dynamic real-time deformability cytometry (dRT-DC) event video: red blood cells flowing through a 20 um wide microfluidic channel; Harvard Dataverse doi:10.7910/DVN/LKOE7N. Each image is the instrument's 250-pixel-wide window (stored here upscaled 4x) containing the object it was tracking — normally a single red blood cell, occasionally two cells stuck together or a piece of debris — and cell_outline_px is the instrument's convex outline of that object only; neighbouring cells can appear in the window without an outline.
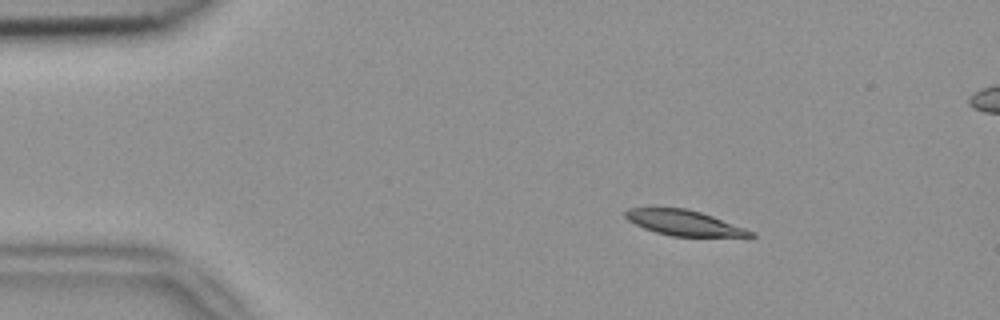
{"species": "common noctule bat (a hibernating species)", "species_latin": "Nyctalus noctula", "temperature_condition": "room temperature", "stored_images_in_passage": 5, "segment_of_instrument_passage": [1, 2], "camera_frame_rate_fps": 3000, "um_per_image_px": 0.085, "animal": {"sex": "female", "body_mass_g": 18.4}, "frame": {"image": 1, "passage_image": 2, "time_ms": 0.333, "image_size_px": [1000, 320], "cell_outline_px": [[756, 236], [752, 240], [748, 240], [672, 236], [656, 232], [644, 228], [628, 220], [624, 216], [624, 212], [628, 208], [684, 208], [700, 212], [712, 216], [756, 232]], "centroid_in_image_um": [58.37, 19.02], "position_along_channel_um": 26.6, "area_um2": 19.42}}